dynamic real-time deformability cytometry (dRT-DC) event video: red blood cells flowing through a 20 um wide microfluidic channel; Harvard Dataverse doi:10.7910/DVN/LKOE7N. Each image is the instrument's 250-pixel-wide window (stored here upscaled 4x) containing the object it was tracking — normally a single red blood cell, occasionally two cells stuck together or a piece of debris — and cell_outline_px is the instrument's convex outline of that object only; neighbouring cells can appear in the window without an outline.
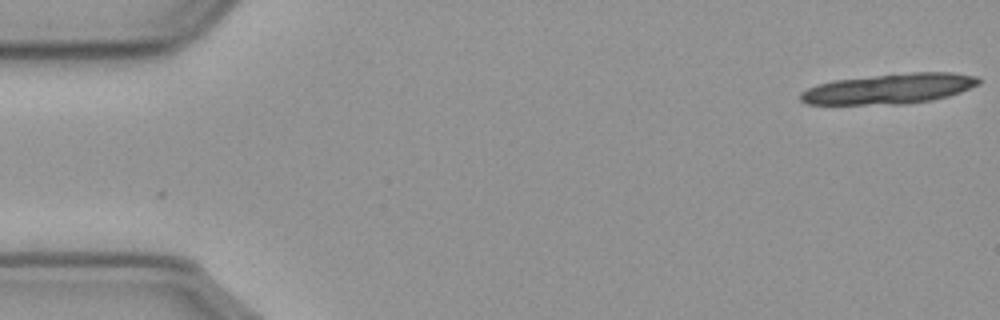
{"species": "common noctule bat (a hibernating species)", "species_latin": "Nyctalus noctula", "temperature_condition": "cold", "stored_images_in_passage": 23, "camera_frame_rate_fps": 3000, "um_per_image_px": 0.085, "animal": {"sex": "male", "body_mass_g": 23.1, "forearm_length_mm": 52.7}, "frame": {"image": 1, "passage_image": 1, "time_ms": 0.0, "image_size_px": [1000, 320], "cell_outline_px": [[980, 84], [960, 92], [948, 96], [932, 100], [904, 104], [804, 104], [800, 100], [800, 92], [808, 88], [832, 80], [912, 72], [952, 72], [976, 76], [980, 80]], "centroid_in_image_um": [75.6, 7.54], "position_along_channel_um": 9.4, "area_um2": 31.33}}